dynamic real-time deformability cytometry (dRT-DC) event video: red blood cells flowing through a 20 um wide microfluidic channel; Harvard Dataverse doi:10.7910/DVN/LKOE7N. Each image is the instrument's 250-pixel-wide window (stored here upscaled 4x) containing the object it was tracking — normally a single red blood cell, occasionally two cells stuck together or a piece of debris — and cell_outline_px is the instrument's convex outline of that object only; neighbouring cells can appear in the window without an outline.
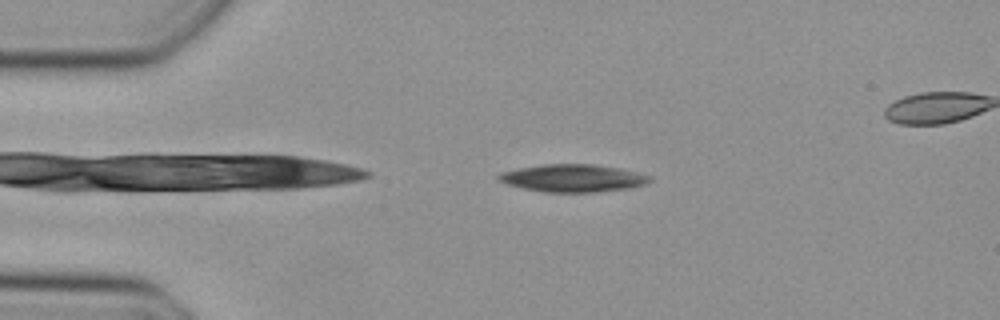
{"species": "Egyptian fruit bat (a non-hibernating species)", "species_latin": "Rousettus aegyptiacus", "temperature_condition": "cold", "stored_images_in_passage": 38, "camera_frame_rate_fps": 3000, "um_per_image_px": 0.085, "animal": {"sex": "female"}, "frame": {"image": 1, "passage_image": 1, "time_ms": 0.0, "image_size_px": [1000, 320], "cell_outline_px": [[652, 180], [644, 184], [628, 188], [596, 192], [544, 192], [524, 188], [508, 184], [496, 180], [496, 176], [500, 172], [516, 168], [544, 164], [592, 164], [620, 168], [652, 176]], "centroid_in_image_um": [48.66, 15.13], "position_along_channel_um": 36.3, "area_um2": 24.33}}
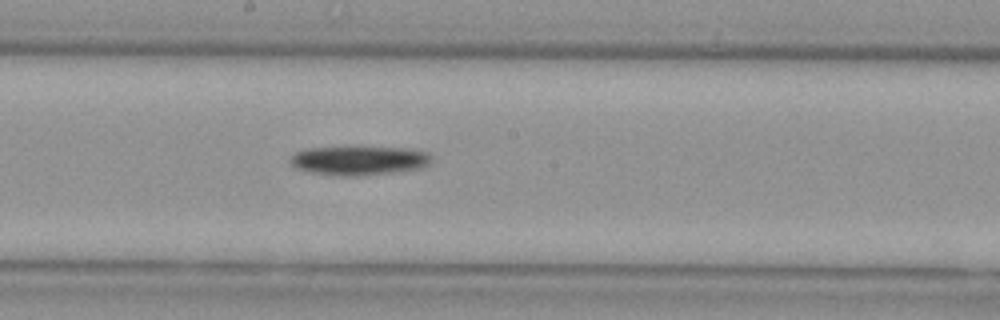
{"frame": {"image": 2, "passage_image": 17, "time_ms": 5.333, "image_size_px": [1000, 320], "cell_outline_px": [[432, 160], [428, 164], [420, 168], [388, 172], [352, 176], [344, 176], [312, 172], [296, 168], [288, 160], [292, 152], [308, 148], [352, 144], [412, 148], [428, 152], [432, 156]], "centroid_in_image_um": [30.49, 13.56], "position_along_channel_um": 217.7, "area_um2": 25.03}}
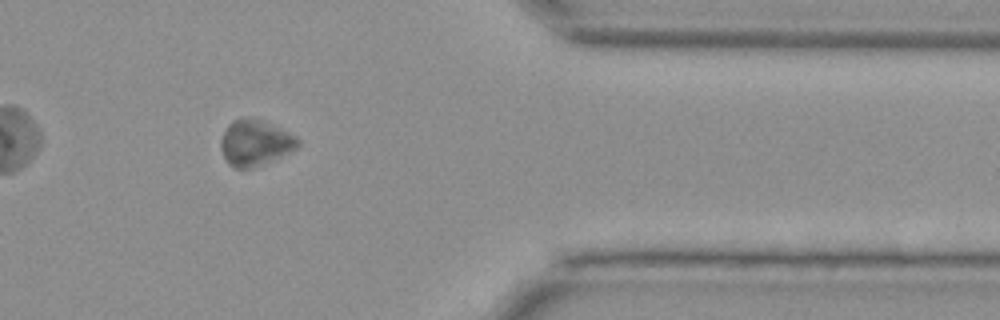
{"frame": {"image": 3, "passage_image": 31, "time_ms": 10.0, "image_size_px": [1000, 320], "cell_outline_px": [[300, 144], [296, 148], [288, 152], [252, 168], [232, 168], [228, 164], [220, 148], [220, 140], [228, 124], [232, 120], [244, 116], [260, 120], [288, 132], [296, 136], [300, 140]], "centroid_in_image_um": [21.64, 12.13], "position_along_channel_um": 389.8, "area_um2": 20.35}}